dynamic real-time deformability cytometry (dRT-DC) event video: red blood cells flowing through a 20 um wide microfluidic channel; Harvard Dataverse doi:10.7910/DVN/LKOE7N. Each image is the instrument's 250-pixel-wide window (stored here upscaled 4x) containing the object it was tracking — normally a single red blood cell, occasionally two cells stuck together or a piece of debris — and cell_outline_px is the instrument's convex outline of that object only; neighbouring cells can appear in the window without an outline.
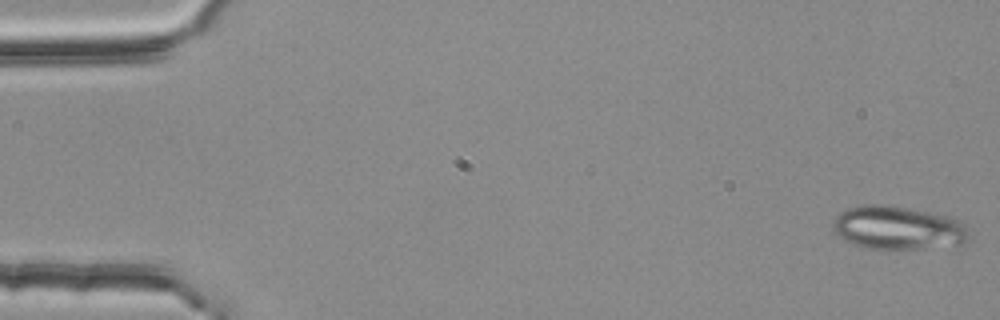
{"species": "common noctule bat (a hibernating species)", "species_latin": "Nyctalus noctula", "temperature_condition": "room temperature", "stored_images_in_passage": 54, "camera_frame_rate_fps": 3000, "um_per_image_px": 0.085, "animal": {"sex": "female", "body_mass_g": 25.1}, "frame": {"image": 1, "passage_image": 1, "time_ms": 0.0, "image_size_px": [1000, 320], "cell_outline_px": [[968, 240], [964, 244], [920, 248], [864, 248], [852, 244], [840, 236], [832, 228], [832, 224], [836, 216], [844, 208], [864, 204], [884, 204], [952, 216], [964, 220], [968, 232]], "centroid_in_image_um": [76.34, 19.34], "position_along_channel_um": 8.7, "area_um2": 34.62}}
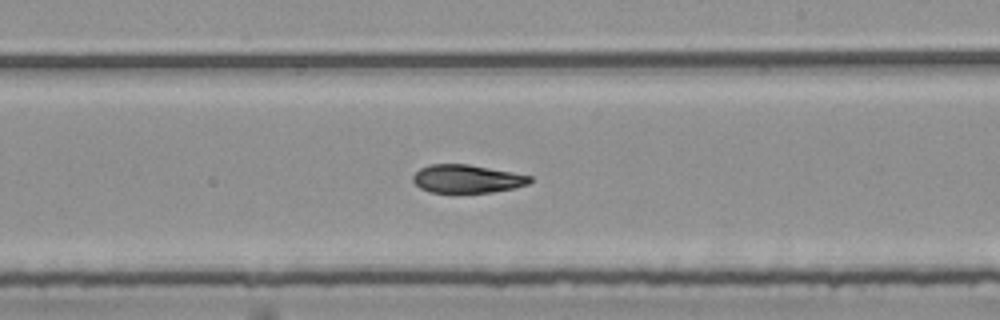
{"frame": {"image": 2, "passage_image": 32, "time_ms": 10.333, "image_size_px": [1000, 320], "cell_outline_px": [[532, 180], [528, 184], [516, 188], [492, 192], [432, 192], [420, 188], [412, 180], [412, 176], [420, 168], [428, 164], [468, 164], [512, 172], [532, 176]], "centroid_in_image_um": [39.7, 15.19], "position_along_channel_um": 249.3, "area_um2": 19.19}}
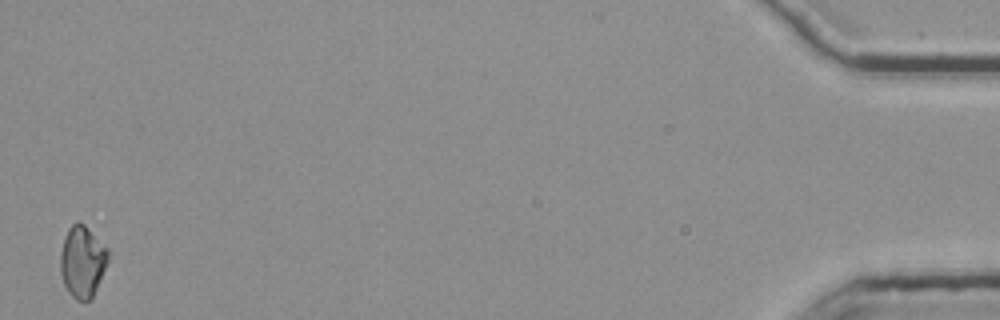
{"frame": {"image": 3, "passage_image": 54, "time_ms": 17.667, "image_size_px": [1000, 320], "cell_outline_px": [[108, 260], [92, 300], [76, 300], [68, 292], [64, 284], [60, 272], [60, 252], [64, 236], [68, 228], [72, 224], [84, 224], [108, 248]], "centroid_in_image_um": [6.99, 22.25], "position_along_channel_um": 428.2, "area_um2": 19.88}, "authors_computed_cell_mechanics": {"area_um2": 20.4034, "velocity_mm_per_s": 3.7542, "shape_relaxation_time_tau1_ms": 7.5561, "shape_relaxation_time_tau2_ms": 4.7773, "deformation_change_tau1": 0.2217, "deformation_change_tau2": 0.093}}